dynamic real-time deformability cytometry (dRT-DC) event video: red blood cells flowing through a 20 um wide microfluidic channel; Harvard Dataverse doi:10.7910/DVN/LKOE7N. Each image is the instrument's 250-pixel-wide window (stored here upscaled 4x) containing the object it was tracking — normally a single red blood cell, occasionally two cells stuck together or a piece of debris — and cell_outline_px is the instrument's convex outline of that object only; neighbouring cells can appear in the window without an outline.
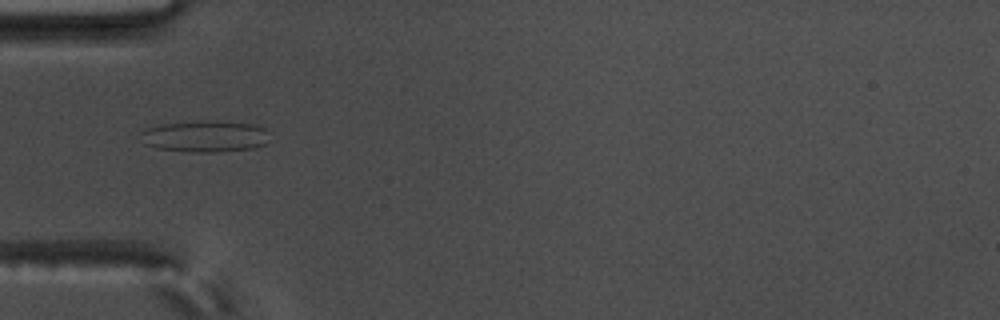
{"species": "common noctule bat (a hibernating species)", "species_latin": "Nyctalus noctula", "temperature_condition": "warm", "stored_images_in_passage": 9, "camera_frame_rate_fps": 3000, "um_per_image_px": 0.085, "animal": {"sex": "male", "body_mass_g": 17.5, "forearm_length_mm": 52.3}, "frame": {"image": 1, "passage_image": 3, "time_ms": 0.667, "image_size_px": [1000, 320], "cell_outline_px": [[264, 144], [252, 148], [216, 152], [188, 152], [156, 148], [144, 144], [140, 132], [148, 128], [164, 124], [200, 120], [256, 124], [264, 128]], "centroid_in_image_um": [17.35, 11.59], "position_along_channel_um": 67.6, "area_um2": 23.29}}